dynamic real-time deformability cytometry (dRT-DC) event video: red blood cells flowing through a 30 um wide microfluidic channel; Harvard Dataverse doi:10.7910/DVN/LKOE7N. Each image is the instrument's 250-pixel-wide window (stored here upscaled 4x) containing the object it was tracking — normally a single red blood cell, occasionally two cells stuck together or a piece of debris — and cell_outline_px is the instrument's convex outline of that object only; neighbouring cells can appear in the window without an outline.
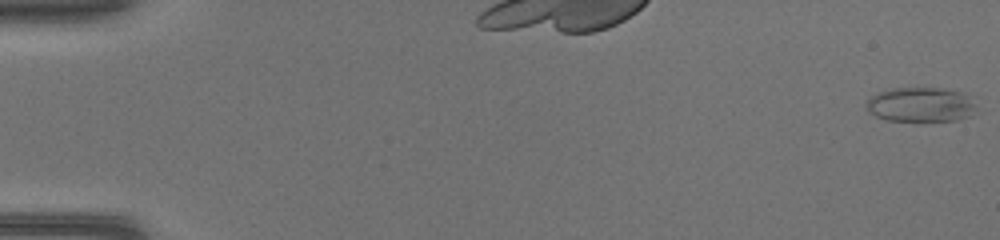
{"species": "common noctule bat (a hibernating species)", "species_latin": "Nyctalus noctula", "temperature_condition": "warm", "stored_images_in_passage": 48, "camera_frame_rate_fps": 3000, "um_per_image_px": 0.085, "animal": {"sex": "female", "body_mass_g": 17.0, "forearm_length_mm": 48.0}, "frame": {"image": 1, "passage_image": 1, "time_ms": 0.0, "image_size_px": [1000, 240], "cell_outline_px": [[976, 108], [968, 116], [956, 120], [884, 120], [868, 112], [864, 104], [876, 92], [892, 88], [940, 88], [964, 92], [976, 104]], "centroid_in_image_um": [78.22, 8.87], "position_along_channel_um": 6.8, "area_um2": 22.14}}
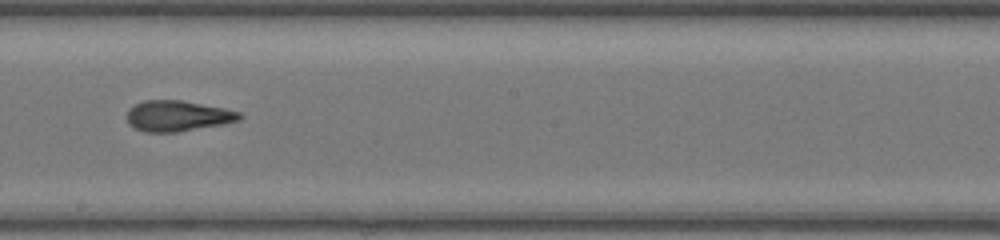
{"frame": {"image": 2, "passage_image": 28, "time_ms": 9.0, "image_size_px": [1000, 240], "cell_outline_px": [[244, 116], [240, 120], [220, 124], [176, 132], [144, 132], [128, 124], [128, 108], [144, 100], [180, 100], [224, 108], [240, 112]], "centroid_in_image_um": [15.09, 9.85], "position_along_channel_um": 233.1, "area_um2": 19.94}}
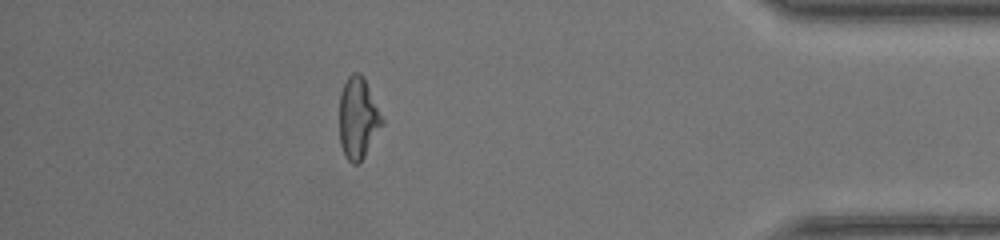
{"frame": {"image": 3, "passage_image": 42, "time_ms": 13.667, "image_size_px": [1000, 240], "cell_outline_px": [[384, 124], [364, 156], [356, 164], [352, 164], [344, 156], [340, 144], [340, 92], [348, 76], [352, 72], [360, 72], [364, 76], [384, 120]], "centroid_in_image_um": [30.44, 10.02], "position_along_channel_um": 404.8, "area_um2": 20.35}}